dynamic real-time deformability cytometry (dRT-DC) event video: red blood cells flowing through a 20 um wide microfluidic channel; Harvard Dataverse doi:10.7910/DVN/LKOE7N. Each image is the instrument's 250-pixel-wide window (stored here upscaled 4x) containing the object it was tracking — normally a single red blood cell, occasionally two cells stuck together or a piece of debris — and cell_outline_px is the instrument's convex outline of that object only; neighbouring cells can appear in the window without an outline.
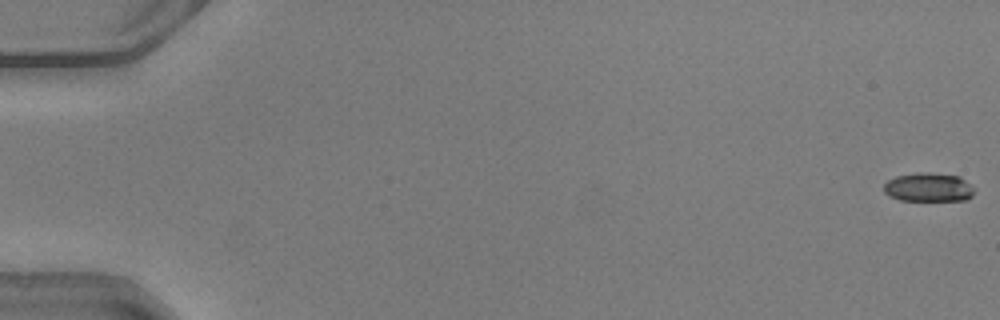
{"species": "common noctule bat (a hibernating species)", "species_latin": "Nyctalus noctula", "temperature_condition": "warm", "stored_images_in_passage": 50, "camera_frame_rate_fps": 3000, "um_per_image_px": 0.085, "animal": {"sex": "male", "body_mass_g": 20.5, "forearm_length_mm": 52.5}, "frame": {"image": 1, "passage_image": 1, "time_ms": 0.0, "image_size_px": [1000, 320], "cell_outline_px": [[972, 196], [968, 200], [900, 200], [888, 196], [884, 192], [884, 184], [888, 180], [896, 176], [916, 172], [932, 172], [960, 176], [972, 184]], "centroid_in_image_um": [78.92, 15.9], "position_along_channel_um": 6.1, "area_um2": 15.37}}
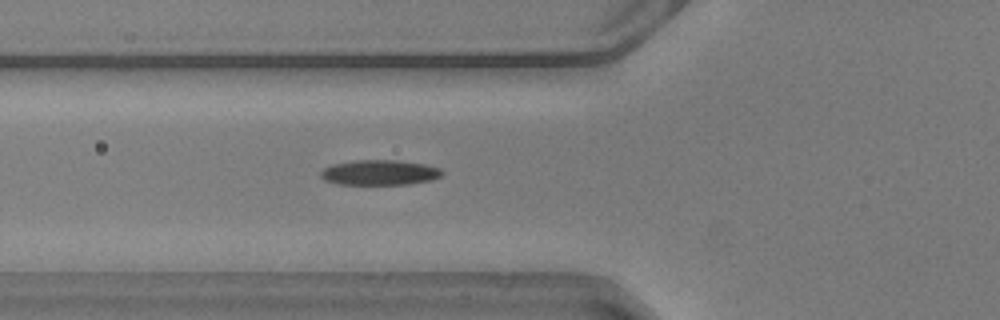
{"frame": {"image": 2, "passage_image": 20, "time_ms": 6.333, "image_size_px": [1000, 320], "cell_outline_px": [[444, 172], [440, 176], [432, 180], [408, 184], [336, 184], [324, 180], [320, 176], [320, 172], [324, 168], [332, 164], [356, 160], [400, 160], [424, 164], [440, 168]], "centroid_in_image_um": [32.26, 14.66], "position_along_channel_um": 93.5, "area_um2": 17.86}}
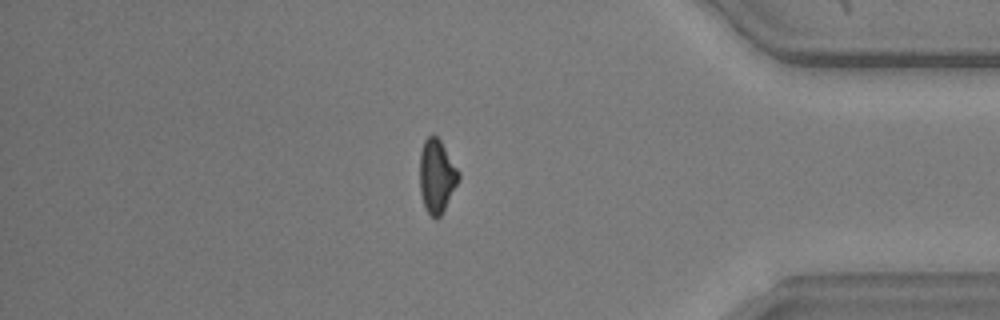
{"frame": {"image": 3, "passage_image": 44, "time_ms": 14.333, "image_size_px": [1000, 320], "cell_outline_px": [[460, 180], [440, 216], [436, 220], [424, 208], [420, 192], [420, 152], [424, 140], [428, 136], [436, 136], [440, 140], [460, 172]], "centroid_in_image_um": [37.12, 14.98], "position_along_channel_um": 398.1, "area_um2": 16.65}}